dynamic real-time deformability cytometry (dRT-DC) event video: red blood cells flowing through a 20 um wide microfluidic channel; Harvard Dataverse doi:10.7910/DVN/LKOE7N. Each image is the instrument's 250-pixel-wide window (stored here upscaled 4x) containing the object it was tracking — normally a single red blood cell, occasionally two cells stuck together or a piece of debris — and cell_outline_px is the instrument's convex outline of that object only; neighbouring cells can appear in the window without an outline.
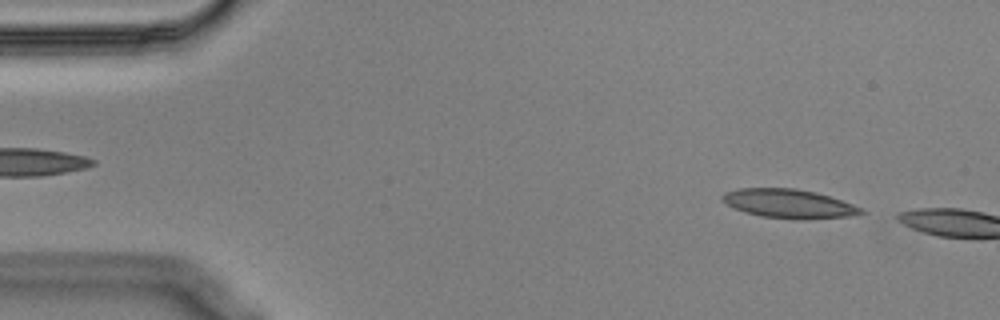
{"species": "Egyptian fruit bat (a non-hibernating species)", "species_latin": "Rousettus aegyptiacus", "temperature_condition": "cold", "stored_images_in_passage": 5, "camera_frame_rate_fps": 3000, "um_per_image_px": 0.085, "animal": {"sex": "male"}, "frame": {"image": 1, "passage_image": 2, "time_ms": 0.333, "image_size_px": [1000, 320], "cell_outline_px": [[868, 212], [848, 216], [800, 220], [792, 220], [760, 216], [744, 212], [720, 200], [720, 196], [724, 192], [740, 188], [796, 188], [816, 192], [852, 204]], "centroid_in_image_um": [67.01, 17.31], "position_along_channel_um": 18.0, "area_um2": 23.47}}